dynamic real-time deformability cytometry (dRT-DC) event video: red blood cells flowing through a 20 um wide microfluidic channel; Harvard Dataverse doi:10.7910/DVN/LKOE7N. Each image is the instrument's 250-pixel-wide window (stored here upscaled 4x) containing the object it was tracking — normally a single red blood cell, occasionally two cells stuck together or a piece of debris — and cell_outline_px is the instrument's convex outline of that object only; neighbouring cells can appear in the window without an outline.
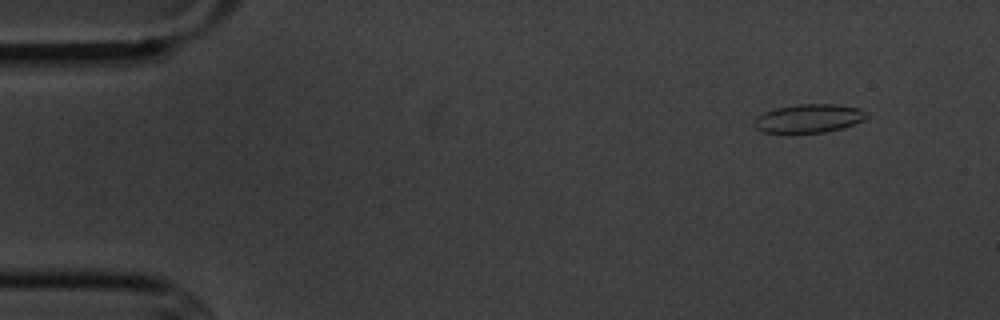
{"species": "common noctule bat (a hibernating species)", "species_latin": "Nyctalus noctula", "temperature_condition": "cold", "stored_images_in_passage": 5, "camera_frame_rate_fps": 3000, "um_per_image_px": 0.085, "animal": {"sex": "male", "body_mass_g": 20.1, "forearm_length_mm": 53.5}, "frame": {"image": 1, "passage_image": 2, "time_ms": 1.333, "image_size_px": [1000, 320], "cell_outline_px": [[868, 116], [864, 120], [840, 128], [824, 132], [764, 132], [756, 128], [752, 124], [752, 120], [756, 116], [764, 112], [776, 108], [800, 104], [836, 104], [860, 108]], "centroid_in_image_um": [68.7, 10.05], "position_along_channel_um": 16.3, "area_um2": 18.5}}
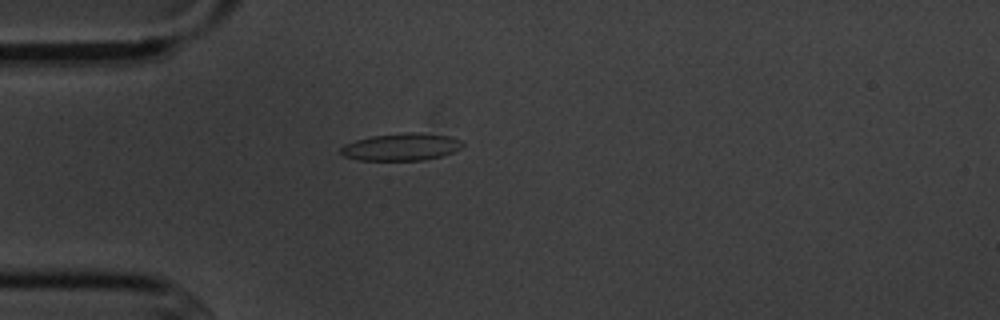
{"frame": {"image": 2, "passage_image": 5, "time_ms": 4.667, "image_size_px": [1000, 320], "cell_outline_px": [[464, 148], [440, 156], [424, 160], [360, 160], [344, 156], [340, 152], [340, 148], [344, 144], [356, 140], [372, 136], [408, 132], [420, 132], [448, 136], [460, 140], [464, 144]], "centroid_in_image_um": [34.12, 12.48], "position_along_channel_um": 50.9, "area_um2": 19.36}}